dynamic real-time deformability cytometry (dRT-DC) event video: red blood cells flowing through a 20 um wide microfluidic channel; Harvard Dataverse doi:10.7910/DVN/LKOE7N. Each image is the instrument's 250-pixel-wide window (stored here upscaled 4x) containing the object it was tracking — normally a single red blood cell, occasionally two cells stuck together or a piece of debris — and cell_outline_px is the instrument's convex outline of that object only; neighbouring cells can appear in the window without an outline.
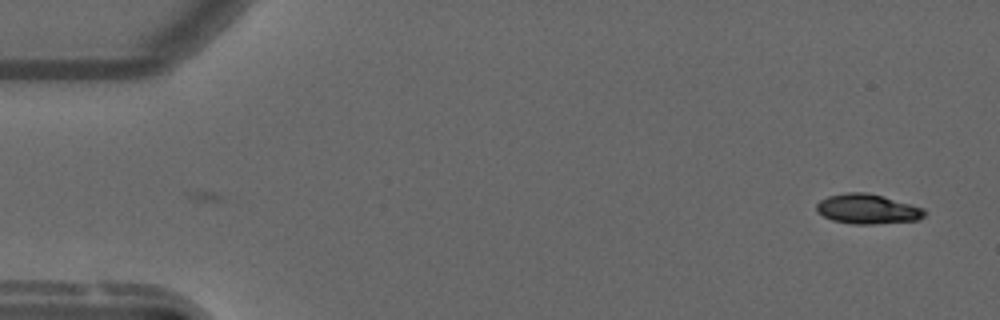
{"species": "common noctule bat (a hibernating species)", "species_latin": "Nyctalus noctula", "temperature_condition": "warm", "stored_images_in_passage": 53, "camera_frame_rate_fps": 3000, "um_per_image_px": 0.085, "animal": {"sex": "male", "forearm_length_mm": 52.5}, "frame": {"image": 1, "passage_image": 1, "time_ms": 0.0, "image_size_px": [1000, 320], "cell_outline_px": [[928, 212], [920, 220], [872, 224], [852, 224], [832, 220], [816, 212], [816, 204], [820, 200], [828, 196], [848, 192], [868, 192], [884, 196], [924, 208]], "centroid_in_image_um": [73.75, 17.76], "position_along_channel_um": 11.2, "area_um2": 18.96}}
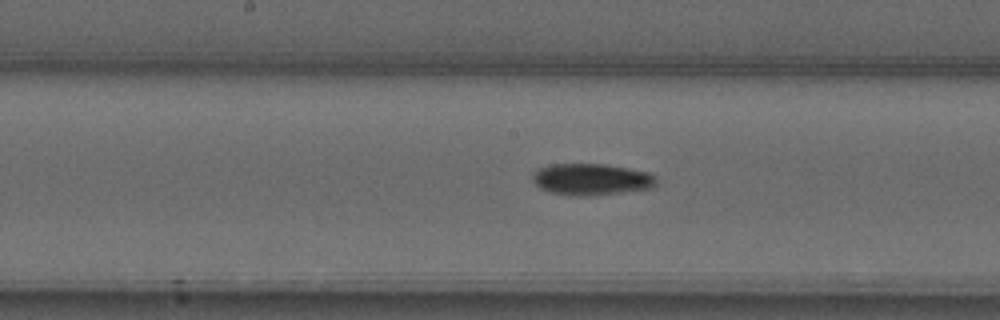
{"frame": {"image": 2, "passage_image": 26, "time_ms": 8.333, "image_size_px": [1000, 320], "cell_outline_px": [[656, 184], [652, 188], [620, 192], [584, 196], [576, 196], [548, 192], [540, 188], [532, 180], [532, 172], [540, 168], [552, 164], [604, 164], [648, 172], [656, 180]], "centroid_in_image_um": [50.21, 15.24], "position_along_channel_um": 198.0, "area_um2": 22.54}}
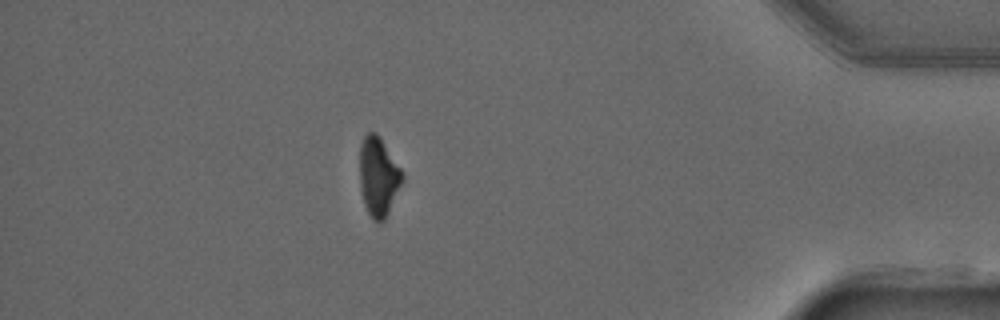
{"frame": {"image": 3, "passage_image": 46, "time_ms": 15.0, "image_size_px": [1000, 320], "cell_outline_px": [[404, 180], [384, 220], [372, 220], [364, 204], [360, 188], [360, 144], [364, 136], [368, 132], [376, 132], [380, 136], [400, 168], [404, 176]], "centroid_in_image_um": [32.16, 14.98], "position_along_channel_um": 403.0, "area_um2": 19.54}, "authors_computed_cell_mechanics": {"area_um2": 20.9814, "velocity_mm_per_s": 3.7664, "shape_relaxation_time_tau1_ms": 4.7032, "shape_relaxation_time_tau2_ms": 10.4173, "deformation_change_tau1": 0.1696, "deformation_change_tau2": 0.1637}}